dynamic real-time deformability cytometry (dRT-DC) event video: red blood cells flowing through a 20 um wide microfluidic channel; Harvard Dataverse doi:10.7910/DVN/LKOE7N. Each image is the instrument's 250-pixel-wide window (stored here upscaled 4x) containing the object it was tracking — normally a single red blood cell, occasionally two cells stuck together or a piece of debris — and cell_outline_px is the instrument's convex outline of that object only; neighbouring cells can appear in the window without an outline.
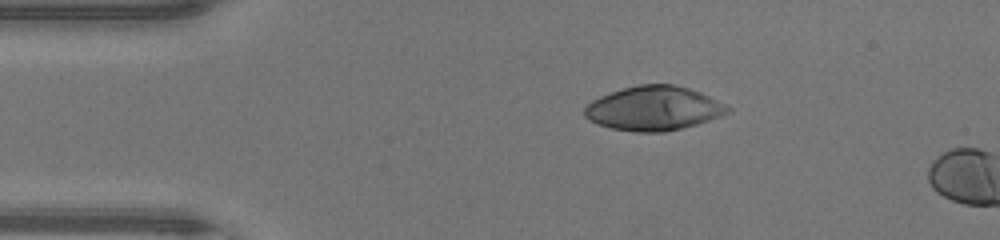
{"species": "human", "species_latin": "Homo sapiens", "temperature_condition": "warm", "stored_images_in_passage": 3, "camera_frame_rate_fps": 3000, "um_per_image_px": 0.085, "donor": {"sex": "male"}, "frame": {"image": 1, "passage_image": 1, "time_ms": 0.0, "image_size_px": [1000, 240], "cell_outline_px": [[732, 108], [728, 112], [720, 116], [696, 124], [664, 132], [632, 132], [612, 128], [588, 120], [584, 116], [584, 108], [592, 100], [600, 96], [636, 84], [672, 84], [688, 88], [700, 92]], "centroid_in_image_um": [55.54, 9.21], "position_along_channel_um": 29.5, "area_um2": 36.59}}